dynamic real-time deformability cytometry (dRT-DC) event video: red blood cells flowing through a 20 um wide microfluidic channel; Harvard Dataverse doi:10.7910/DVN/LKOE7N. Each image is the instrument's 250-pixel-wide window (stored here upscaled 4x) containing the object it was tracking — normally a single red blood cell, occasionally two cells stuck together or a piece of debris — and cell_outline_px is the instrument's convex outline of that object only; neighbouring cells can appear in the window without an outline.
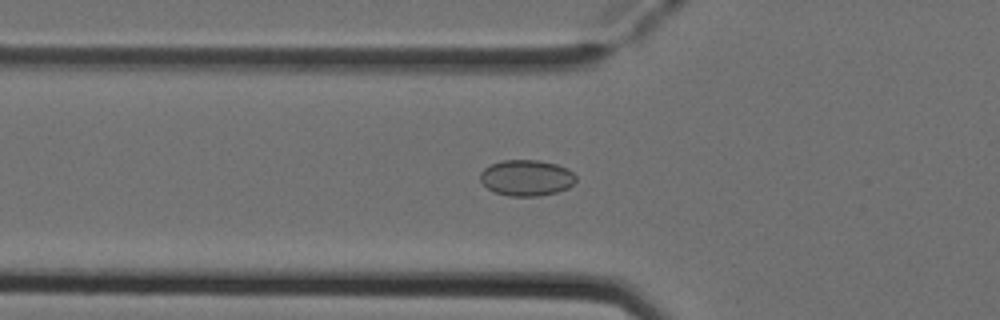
{"species": "Egyptian fruit bat (a non-hibernating species)", "species_latin": "Rousettus aegyptiacus", "temperature_condition": "cold", "stored_images_in_passage": 44, "camera_frame_rate_fps": 3000, "um_per_image_px": 0.085, "animal": {"sex": "female"}, "frame": {"image": 1, "passage_image": 10, "time_ms": 3.0, "image_size_px": [1000, 320], "cell_outline_px": [[576, 180], [568, 188], [556, 192], [536, 196], [508, 196], [496, 192], [488, 188], [480, 180], [480, 172], [484, 168], [500, 160], [536, 160], [556, 164], [568, 168], [576, 176]], "centroid_in_image_um": [44.75, 15.11], "position_along_channel_um": 81.0, "area_um2": 20.0}}
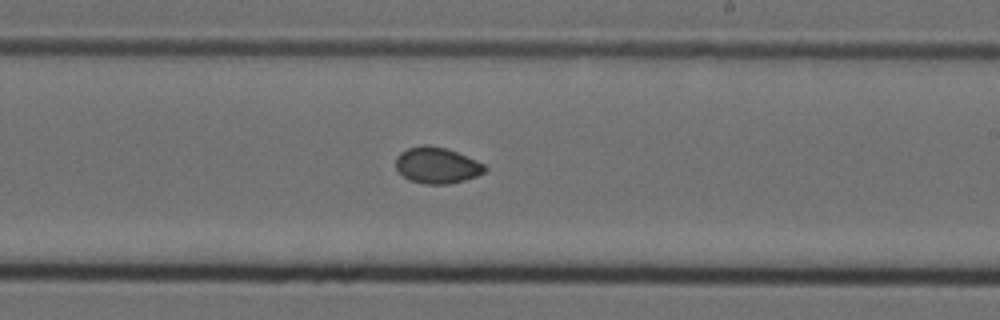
{"frame": {"image": 2, "passage_image": 23, "time_ms": 7.333, "image_size_px": [1000, 320], "cell_outline_px": [[488, 168], [484, 172], [476, 176], [464, 180], [448, 184], [424, 184], [408, 180], [396, 168], [396, 156], [400, 152], [408, 148], [424, 144], [428, 144], [444, 148], [456, 152], [476, 160], [484, 164]], "centroid_in_image_um": [37.12, 14.05], "position_along_channel_um": 251.9, "area_um2": 18.73}}
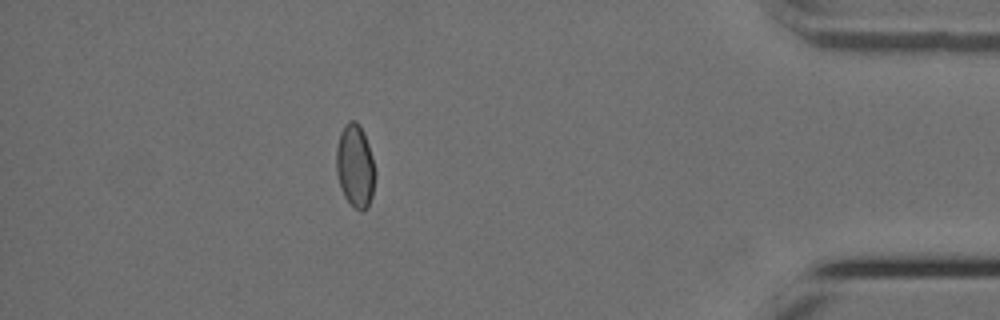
{"frame": {"image": 3, "passage_image": 38, "time_ms": 12.333, "image_size_px": [1000, 320], "cell_outline_px": [[376, 172], [372, 196], [368, 208], [360, 212], [344, 196], [340, 188], [336, 172], [336, 148], [340, 132], [344, 124], [348, 120], [356, 120], [360, 124], [364, 132], [372, 156]], "centroid_in_image_um": [30.19, 14.08], "position_along_channel_um": 405.0, "area_um2": 19.13}, "authors_computed_cell_mechanics": {"area_um2": 18.7561, "velocity_mm_per_s": 3.9219, "shape_relaxation_time_tau1_ms": null, "shape_relaxation_time_tau2_ms": 2.2559, "deformation_change_tau1": null, "deformation_change_tau2": 0.0377}}